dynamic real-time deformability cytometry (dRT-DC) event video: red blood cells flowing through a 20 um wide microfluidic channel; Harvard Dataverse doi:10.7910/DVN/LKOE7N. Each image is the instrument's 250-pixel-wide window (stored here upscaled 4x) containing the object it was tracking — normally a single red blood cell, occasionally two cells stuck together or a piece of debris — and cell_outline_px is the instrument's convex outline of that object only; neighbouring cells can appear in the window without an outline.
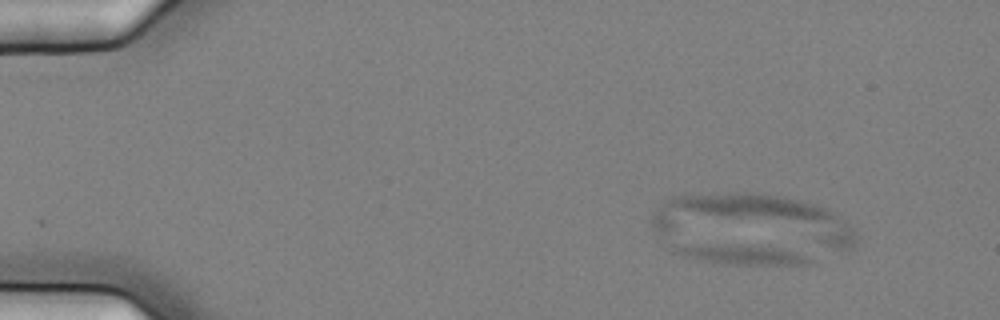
{"species": "common noctule bat (a hibernating species)", "species_latin": "Nyctalus noctula", "temperature_condition": "cold", "stored_images_in_passage": 3, "camera_frame_rate_fps": 3000, "um_per_image_px": 0.085, "animal": {"sex": "female", "body_mass_g": 25.1}, "frame": {"image": 1, "passage_image": 1, "time_ms": 0.0, "image_size_px": [1000, 320], "cell_outline_px": [[812, 264], [736, 264], [704, 260], [684, 256], [672, 252], [668, 248], [672, 244], [740, 244], [780, 248], [808, 256], [812, 260]], "centroid_in_image_um": [62.92, 21.59], "position_along_channel_um": 22.1, "area_um2": 15.55}}